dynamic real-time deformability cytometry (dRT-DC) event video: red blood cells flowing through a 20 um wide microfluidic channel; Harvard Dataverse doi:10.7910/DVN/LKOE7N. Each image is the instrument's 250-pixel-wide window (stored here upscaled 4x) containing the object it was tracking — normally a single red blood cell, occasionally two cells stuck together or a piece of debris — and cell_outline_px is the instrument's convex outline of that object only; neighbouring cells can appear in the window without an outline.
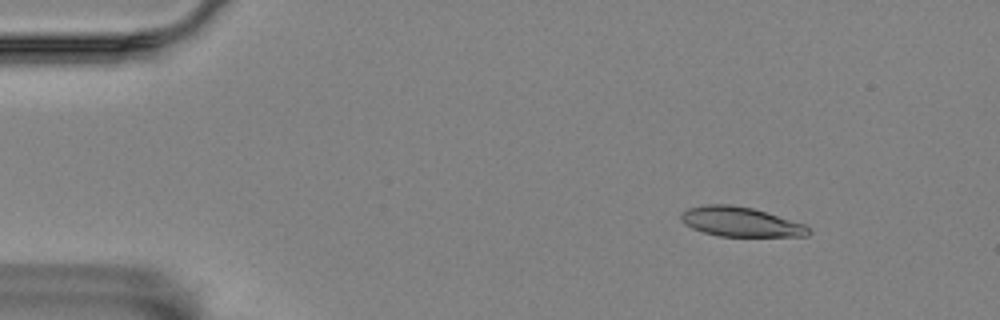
{"species": "Egyptian fruit bat (a non-hibernating species)", "species_latin": "Rousettus aegyptiacus", "temperature_condition": "room temperature", "stored_images_in_passage": 7, "camera_frame_rate_fps": 3000, "um_per_image_px": 0.085, "animal": {"sex": "female"}, "frame": {"image": 1, "passage_image": 2, "time_ms": 0.333, "image_size_px": [1000, 320], "cell_outline_px": [[812, 232], [808, 236], [720, 236], [704, 232], [692, 228], [684, 224], [680, 220], [680, 212], [688, 208], [708, 204], [728, 204], [752, 208], [804, 224]], "centroid_in_image_um": [62.91, 18.85], "position_along_channel_um": 22.1, "area_um2": 21.85}}
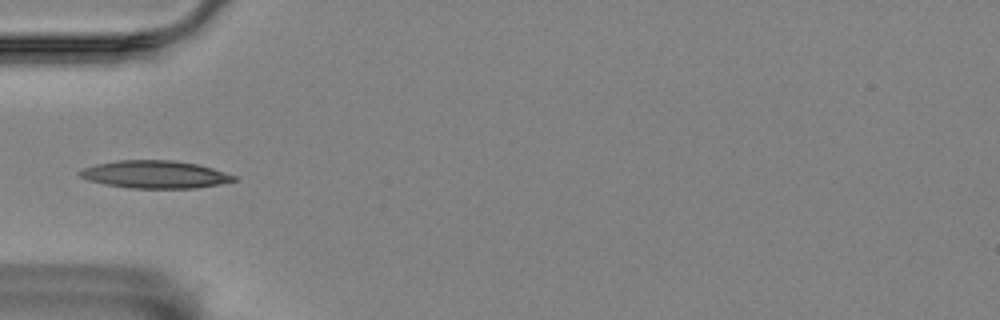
{"frame": {"image": 2, "passage_image": 5, "time_ms": 1.333, "image_size_px": [1000, 320], "cell_outline_px": [[236, 180], [220, 184], [196, 188], [128, 188], [104, 184], [88, 180], [80, 176], [76, 172], [84, 168], [96, 164], [116, 160], [176, 160], [196, 164], [212, 168], [236, 176]], "centroid_in_image_um": [13.15, 14.82], "position_along_channel_um": 71.9, "area_um2": 24.85}}
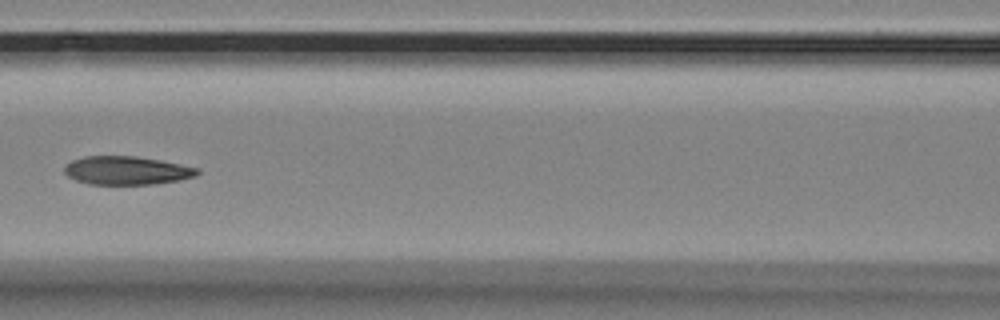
{"frame": {"image": 3, "passage_image": 7, "time_ms": 2.0, "image_size_px": [1000, 320], "cell_outline_px": [[200, 172], [196, 176], [180, 180], [152, 184], [88, 184], [76, 180], [68, 176], [64, 172], [64, 168], [72, 160], [84, 156], [136, 156], [160, 160], [200, 168]], "centroid_in_image_um": [10.79, 14.49], "position_along_channel_um": 155.8, "area_um2": 22.02}}